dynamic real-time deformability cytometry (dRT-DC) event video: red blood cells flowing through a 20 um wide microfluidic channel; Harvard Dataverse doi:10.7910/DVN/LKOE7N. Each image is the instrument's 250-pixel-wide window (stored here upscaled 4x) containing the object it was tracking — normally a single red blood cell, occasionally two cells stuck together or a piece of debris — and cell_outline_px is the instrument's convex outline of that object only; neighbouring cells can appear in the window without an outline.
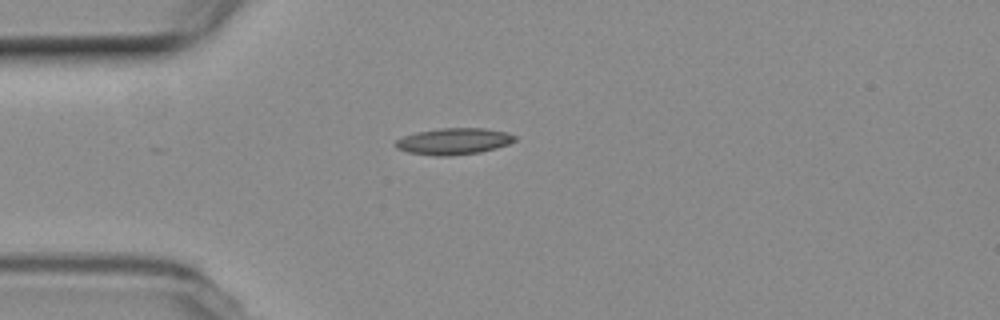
{"species": "common noctule bat (a hibernating species)", "species_latin": "Nyctalus noctula", "temperature_condition": "room temperature", "stored_images_in_passage": 9, "camera_frame_rate_fps": 3000, "um_per_image_px": 0.085, "animal": {"sex": "female", "body_mass_g": 19.3, "forearm_length_mm": 54.1}, "frame": {"image": 1, "passage_image": 1, "time_ms": 0.0, "image_size_px": [1000, 320], "cell_outline_px": [[516, 140], [508, 144], [496, 148], [480, 152], [452, 156], [432, 156], [408, 152], [396, 148], [392, 144], [396, 140], [404, 136], [416, 132], [440, 128], [488, 128], [508, 132], [516, 136]], "centroid_in_image_um": [38.56, 12.01], "position_along_channel_um": 46.4, "area_um2": 18.67}}
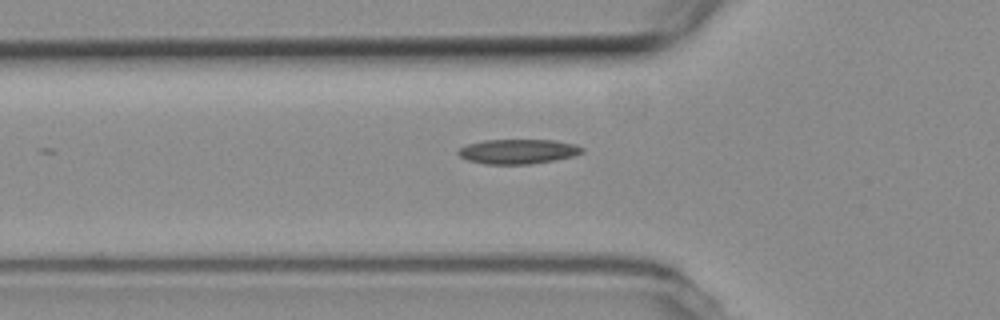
{"frame": {"image": 2, "passage_image": 5, "time_ms": 1.333, "image_size_px": [1000, 320], "cell_outline_px": [[584, 152], [572, 156], [556, 160], [532, 164], [484, 164], [468, 160], [460, 156], [456, 152], [460, 148], [468, 144], [484, 140], [552, 140], [576, 144], [584, 148]], "centroid_in_image_um": [44.05, 12.88], "position_along_channel_um": 81.8, "area_um2": 17.86}}
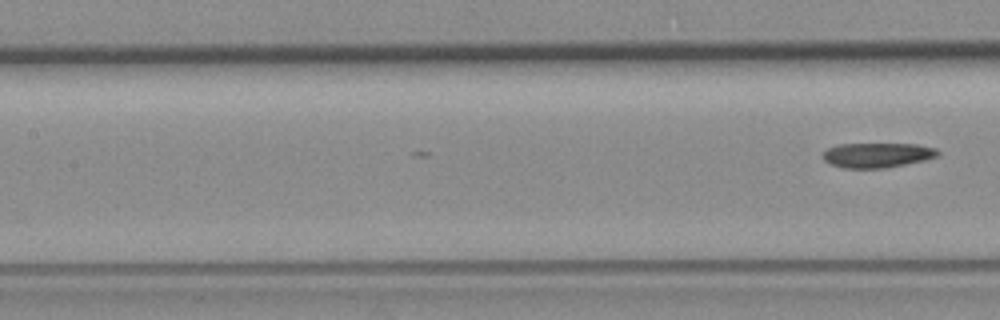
{"frame": {"image": 3, "passage_image": 9, "time_ms": 2.667, "image_size_px": [1000, 320], "cell_outline_px": [[940, 152], [936, 156], [924, 160], [884, 168], [844, 168], [832, 164], [824, 160], [820, 156], [828, 148], [840, 144], [916, 144], [936, 148]], "centroid_in_image_um": [74.54, 13.18], "position_along_channel_um": 132.9, "area_um2": 16.47}}